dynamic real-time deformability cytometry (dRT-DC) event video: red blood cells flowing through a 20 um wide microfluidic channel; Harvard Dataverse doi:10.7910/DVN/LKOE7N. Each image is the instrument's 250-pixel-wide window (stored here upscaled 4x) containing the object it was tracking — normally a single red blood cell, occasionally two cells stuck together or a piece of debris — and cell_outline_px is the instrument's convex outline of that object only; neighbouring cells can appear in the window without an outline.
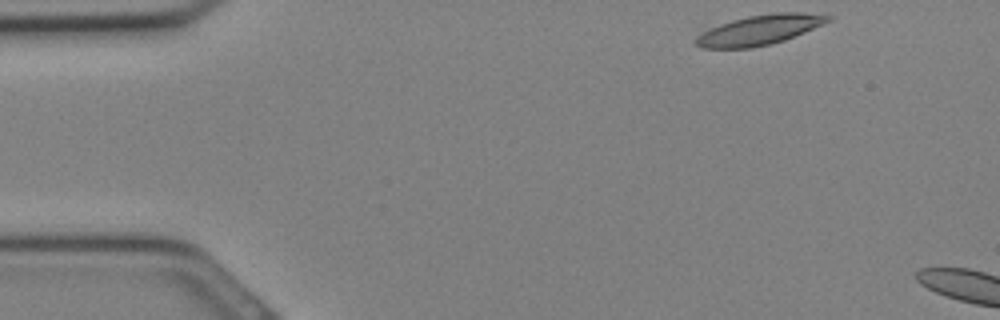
{"species": "Egyptian fruit bat (a non-hibernating species)", "species_latin": "Rousettus aegyptiacus", "temperature_condition": "cold", "stored_images_in_passage": 3, "camera_frame_rate_fps": 3000, "um_per_image_px": 0.085, "animal": {"sex": "female"}, "frame": {"image": 1, "passage_image": 1, "time_ms": 0.0, "image_size_px": [1000, 320], "cell_outline_px": [[832, 20], [804, 32], [784, 40], [752, 48], [700, 48], [696, 44], [696, 36], [708, 28], [732, 20], [748, 16], [776, 12], [800, 12], [832, 16]], "centroid_in_image_um": [64.54, 2.54], "position_along_channel_um": 20.5, "area_um2": 22.83}}